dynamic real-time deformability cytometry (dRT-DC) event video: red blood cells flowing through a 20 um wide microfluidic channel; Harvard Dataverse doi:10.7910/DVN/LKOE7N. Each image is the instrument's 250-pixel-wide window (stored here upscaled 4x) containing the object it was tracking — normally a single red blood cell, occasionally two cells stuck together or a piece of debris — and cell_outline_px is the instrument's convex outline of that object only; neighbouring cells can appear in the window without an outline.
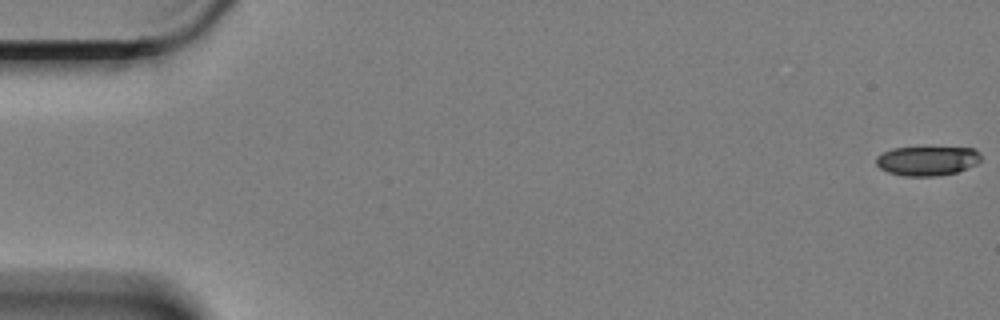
{"species": "Egyptian fruit bat (a non-hibernating species)", "species_latin": "Rousettus aegyptiacus", "temperature_condition": "cold", "stored_images_in_passage": 58, "camera_frame_rate_fps": 3000, "um_per_image_px": 0.085, "animal": {"sex": "female"}, "frame": {"image": 1, "passage_image": 1, "time_ms": 0.0, "image_size_px": [1000, 320], "cell_outline_px": [[980, 160], [976, 164], [956, 172], [936, 176], [904, 176], [888, 172], [880, 168], [876, 164], [876, 156], [892, 148], [976, 148], [980, 152]], "centroid_in_image_um": [78.8, 13.67], "position_along_channel_um": 6.2, "area_um2": 17.8}}
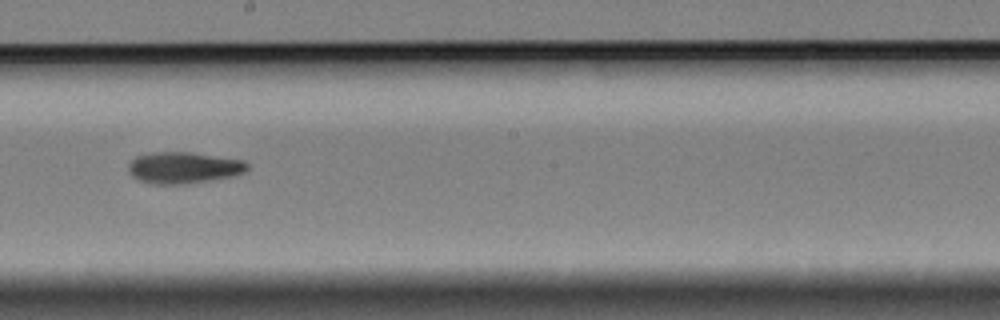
{"frame": {"image": 2, "passage_image": 34, "time_ms": 11.0, "image_size_px": [1000, 320], "cell_outline_px": [[248, 168], [244, 172], [232, 176], [180, 184], [152, 184], [140, 180], [132, 176], [128, 172], [128, 164], [136, 156], [152, 152], [192, 152], [244, 160], [248, 164]], "centroid_in_image_um": [15.58, 14.24], "position_along_channel_um": 232.6, "area_um2": 21.68}}
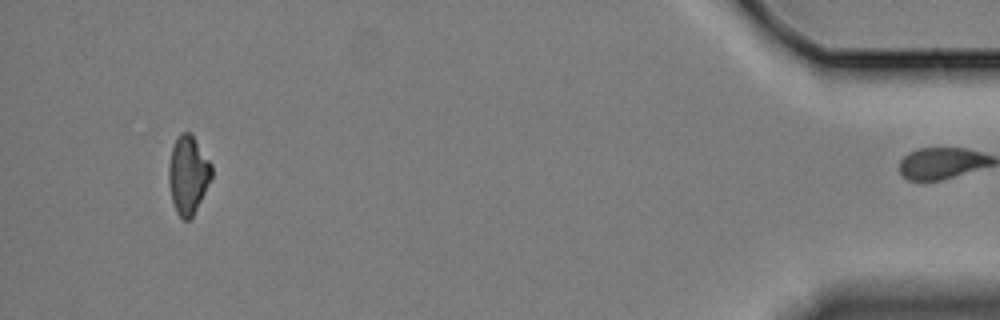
{"frame": {"image": 3, "passage_image": 57, "time_ms": 18.667, "image_size_px": [1000, 320], "cell_outline_px": [[212, 176], [192, 216], [188, 220], [184, 220], [176, 212], [172, 200], [168, 180], [168, 164], [172, 148], [180, 132], [192, 132], [212, 164]], "centroid_in_image_um": [15.98, 14.8], "position_along_channel_um": 419.2, "area_um2": 19.48}, "authors_computed_cell_mechanics": {"area_um2": 20.7791, "velocity_mm_per_s": 3.3654, "shape_relaxation_time_tau1_ms": 9.0519, "shape_relaxation_time_tau2_ms": null, "deformation_change_tau1": 0.1748, "deformation_change_tau2": null}}